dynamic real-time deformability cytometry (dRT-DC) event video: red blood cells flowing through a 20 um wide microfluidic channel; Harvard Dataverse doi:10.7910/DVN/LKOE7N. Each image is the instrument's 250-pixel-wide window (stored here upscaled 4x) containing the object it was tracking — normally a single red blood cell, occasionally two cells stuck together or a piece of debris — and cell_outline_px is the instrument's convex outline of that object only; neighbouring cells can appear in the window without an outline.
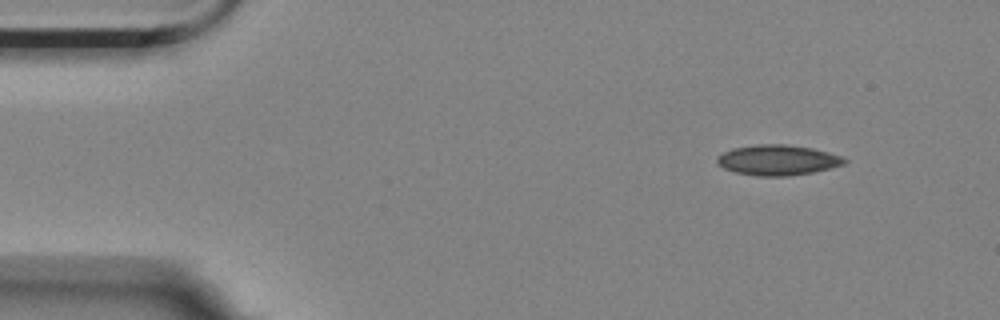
{"species": "Egyptian fruit bat (a non-hibernating species)", "species_latin": "Rousettus aegyptiacus", "temperature_condition": "room temperature", "stored_images_in_passage": 37, "camera_frame_rate_fps": 3000, "um_per_image_px": 0.085, "animal": {"sex": "female"}, "frame": {"image": 1, "passage_image": 1, "time_ms": 0.0, "image_size_px": [1000, 320], "cell_outline_px": [[848, 160], [844, 164], [832, 168], [812, 172], [788, 176], [756, 176], [736, 172], [724, 168], [716, 160], [716, 156], [732, 148], [760, 144], [784, 144], [812, 148], [844, 156]], "centroid_in_image_um": [66.13, 13.6], "position_along_channel_um": 18.9, "area_um2": 22.54}}
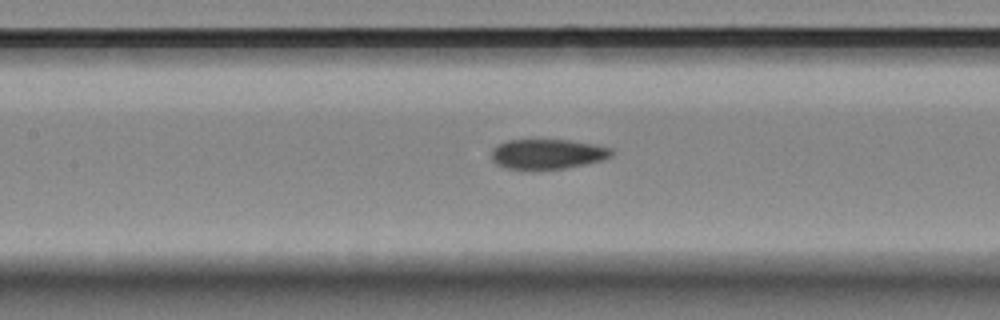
{"frame": {"image": 2, "passage_image": 20, "time_ms": 6.333, "image_size_px": [1000, 320], "cell_outline_px": [[612, 156], [604, 160], [564, 168], [508, 168], [492, 160], [492, 148], [504, 140], [568, 140], [592, 144], [612, 148]], "centroid_in_image_um": [46.56, 13.07], "position_along_channel_um": 160.8, "area_um2": 20.52}}
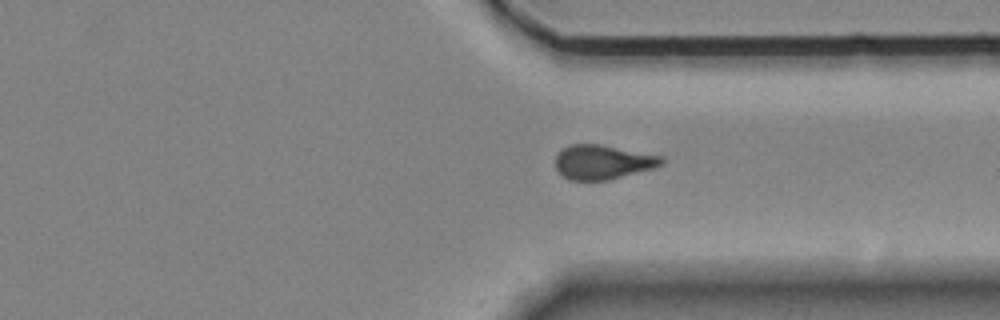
{"frame": {"image": 3, "passage_image": 37, "time_ms": 12.0, "image_size_px": [1000, 320], "cell_outline_px": [[664, 164], [652, 168], [608, 180], [568, 180], [556, 168], [556, 156], [568, 144], [600, 144], [664, 156]], "centroid_in_image_um": [51.25, 13.77], "position_along_channel_um": 360.2, "area_um2": 21.15}}